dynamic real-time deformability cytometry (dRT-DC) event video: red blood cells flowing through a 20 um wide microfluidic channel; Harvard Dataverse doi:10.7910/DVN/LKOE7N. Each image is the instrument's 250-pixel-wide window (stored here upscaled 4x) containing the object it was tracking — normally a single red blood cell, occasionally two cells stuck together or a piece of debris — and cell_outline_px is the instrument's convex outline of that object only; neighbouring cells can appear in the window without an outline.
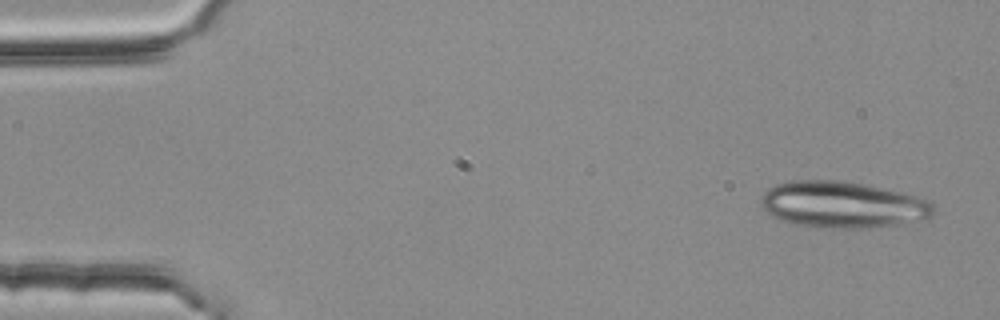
{"species": "common noctule bat (a hibernating species)", "species_latin": "Nyctalus noctula", "temperature_condition": "room temperature", "stored_images_in_passage": 3, "camera_frame_rate_fps": 3000, "um_per_image_px": 0.085, "animal": {"sex": "female", "body_mass_g": 25.1}, "frame": {"image": 1, "passage_image": 1, "time_ms": 0.0, "image_size_px": [1000, 320], "cell_outline_px": [[936, 208], [932, 216], [900, 224], [876, 228], [832, 228], [796, 224], [780, 220], [764, 212], [760, 204], [760, 196], [768, 188], [776, 184], [792, 180], [844, 180], [904, 192], [932, 200]], "centroid_in_image_um": [71.63, 17.39], "position_along_channel_um": 13.4, "area_um2": 47.4}}